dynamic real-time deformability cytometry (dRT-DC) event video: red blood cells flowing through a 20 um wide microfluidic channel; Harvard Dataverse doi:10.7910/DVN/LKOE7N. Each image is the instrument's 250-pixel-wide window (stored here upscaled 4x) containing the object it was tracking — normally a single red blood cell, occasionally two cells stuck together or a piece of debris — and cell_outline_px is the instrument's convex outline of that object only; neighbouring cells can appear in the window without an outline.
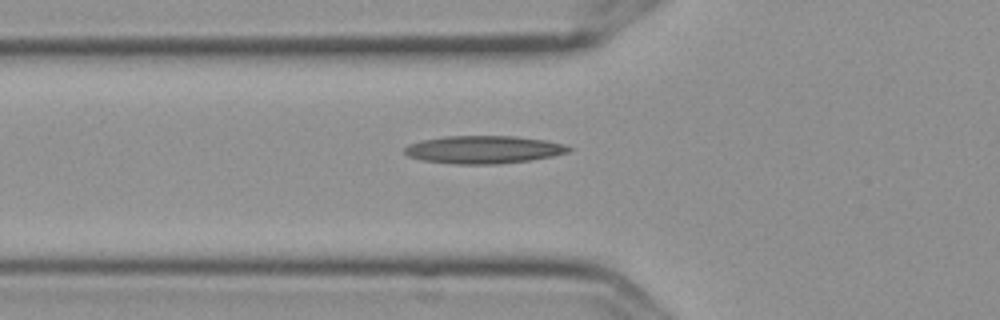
{"species": "Egyptian fruit bat (a non-hibernating species)", "species_latin": "Rousettus aegyptiacus", "temperature_condition": "cold", "stored_images_in_passage": 6, "camera_frame_rate_fps": 3000, "um_per_image_px": 0.085, "frame": {"image": 1, "passage_image": 6, "time_ms": 1.667, "image_size_px": [1000, 320], "cell_outline_px": [[572, 148], [568, 152], [552, 156], [528, 160], [496, 164], [456, 164], [420, 160], [408, 156], [404, 152], [404, 148], [408, 144], [420, 140], [444, 136], [516, 136], [544, 140], [564, 144]], "centroid_in_image_um": [41.05, 12.71], "position_along_channel_um": 84.7, "area_um2": 26.59}}